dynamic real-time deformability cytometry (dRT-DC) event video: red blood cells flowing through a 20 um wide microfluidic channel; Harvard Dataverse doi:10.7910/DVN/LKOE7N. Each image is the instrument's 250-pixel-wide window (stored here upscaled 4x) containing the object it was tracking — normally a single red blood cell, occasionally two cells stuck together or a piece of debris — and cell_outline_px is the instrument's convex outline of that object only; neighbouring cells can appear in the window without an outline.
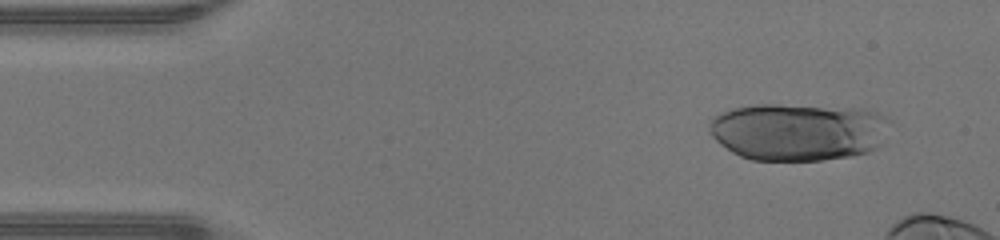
{"species": "human", "species_latin": "Homo sapiens", "temperature_condition": "warm", "stored_images_in_passage": 13, "camera_frame_rate_fps": 3000, "um_per_image_px": 0.085, "donor": {"sex": "male"}, "frame": {"image": 1, "passage_image": 4, "time_ms": 1.0, "image_size_px": [1000, 240], "cell_outline_px": [[892, 120], [880, 144], [876, 148], [868, 152], [852, 156], [824, 160], [752, 160], [740, 156], [732, 152], [720, 144], [708, 132], [708, 120], [712, 116], [720, 112], [732, 108], [756, 104], [780, 104], [864, 108], [876, 112]], "centroid_in_image_um": [67.83, 11.18], "position_along_channel_um": 17.2, "area_um2": 61.5}}